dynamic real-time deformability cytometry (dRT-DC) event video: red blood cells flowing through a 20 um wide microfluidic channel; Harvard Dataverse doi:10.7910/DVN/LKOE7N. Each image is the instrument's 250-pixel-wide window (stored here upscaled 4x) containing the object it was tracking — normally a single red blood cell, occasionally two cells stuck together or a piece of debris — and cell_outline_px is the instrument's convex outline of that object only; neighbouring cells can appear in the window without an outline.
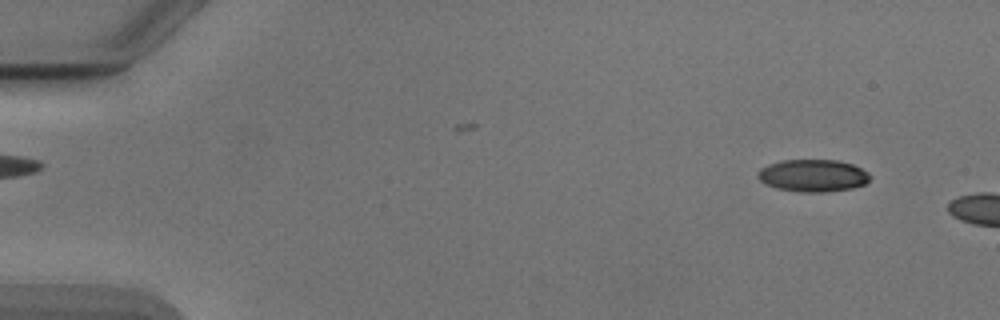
{"species": "Egyptian fruit bat (a non-hibernating species)", "species_latin": "Rousettus aegyptiacus", "temperature_condition": "cold", "stored_images_in_passage": 12, "camera_frame_rate_fps": 3000, "um_per_image_px": 0.085, "animal": {"sex": "male"}, "frame": {"image": 1, "passage_image": 2, "time_ms": 0.333, "image_size_px": [1000, 320], "cell_outline_px": [[872, 176], [864, 184], [852, 188], [828, 192], [800, 192], [776, 188], [764, 184], [756, 176], [756, 172], [760, 168], [768, 164], [780, 160], [836, 160], [852, 164], [868, 172]], "centroid_in_image_um": [69.06, 14.92], "position_along_channel_um": 15.9, "area_um2": 21.33}}